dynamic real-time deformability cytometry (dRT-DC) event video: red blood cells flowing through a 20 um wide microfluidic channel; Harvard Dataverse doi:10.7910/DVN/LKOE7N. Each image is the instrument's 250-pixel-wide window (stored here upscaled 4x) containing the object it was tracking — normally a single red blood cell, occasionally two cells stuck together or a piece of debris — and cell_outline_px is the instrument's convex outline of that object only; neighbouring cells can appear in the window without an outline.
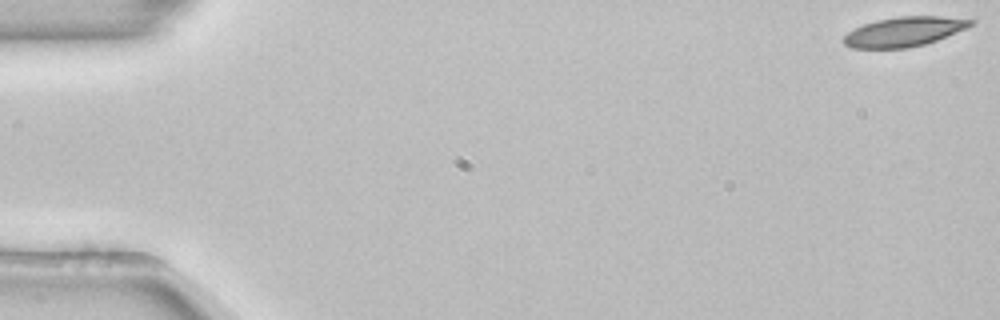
{"species": "common noctule bat (a hibernating species)", "species_latin": "Nyctalus noctula", "temperature_condition": "room temperature", "stored_images_in_passage": 53, "camera_frame_rate_fps": 3000, "um_per_image_px": 0.085, "animal": {"sex": "female", "body_mass_g": 22.7, "forearm_length_mm": 54.2}, "frame": {"image": 1, "passage_image": 1, "time_ms": 0.0, "image_size_px": [1000, 320], "cell_outline_px": [[976, 20], [972, 24], [964, 28], [936, 40], [924, 44], [908, 48], [852, 48], [844, 44], [840, 40], [848, 32], [864, 24], [876, 20], [900, 16], [940, 16]], "centroid_in_image_um": [76.79, 2.69], "position_along_channel_um": 8.2, "area_um2": 21.62}}
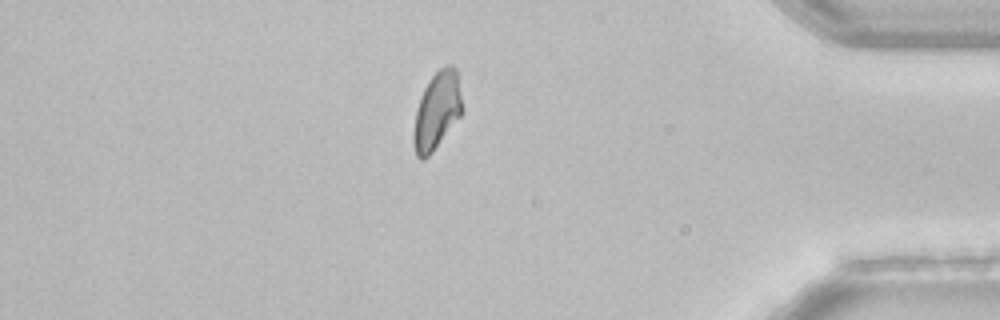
{"frame": {"image": 2, "passage_image": 46, "time_ms": 15.0, "image_size_px": [1000, 320], "cell_outline_px": [[464, 112], [432, 152], [428, 156], [420, 160], [416, 156], [412, 140], [412, 136], [416, 108], [420, 96], [428, 80], [440, 68], [448, 64], [452, 64], [456, 68], [464, 108]], "centroid_in_image_um": [37.14, 9.4], "position_along_channel_um": 398.1, "area_um2": 22.31}}
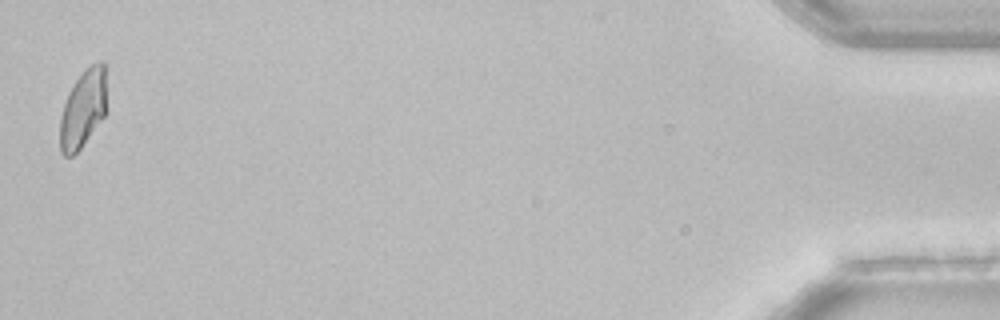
{"frame": {"image": 3, "passage_image": 53, "time_ms": 17.333, "image_size_px": [1000, 320], "cell_outline_px": [[108, 112], [80, 148], [72, 156], [64, 156], [60, 152], [60, 120], [64, 104], [68, 92], [72, 84], [84, 68], [96, 60], [104, 60]], "centroid_in_image_um": [7.1, 9.18], "position_along_channel_um": 428.1, "area_um2": 21.85}}